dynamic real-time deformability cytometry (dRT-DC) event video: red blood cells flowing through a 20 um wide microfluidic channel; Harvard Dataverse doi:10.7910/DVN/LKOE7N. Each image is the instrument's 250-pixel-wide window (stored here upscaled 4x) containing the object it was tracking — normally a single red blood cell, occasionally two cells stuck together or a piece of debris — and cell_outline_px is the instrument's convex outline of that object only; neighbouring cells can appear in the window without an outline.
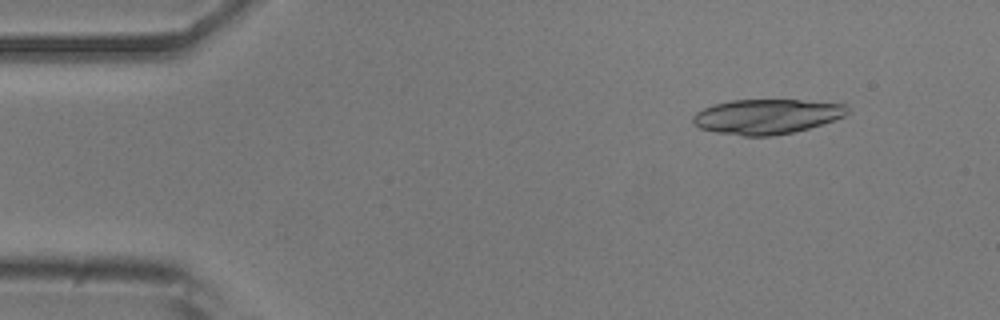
{"species": "common noctule bat (a hibernating species)", "species_latin": "Nyctalus noctula", "temperature_condition": "room temperature", "stored_images_in_passage": 4, "camera_frame_rate_fps": 3000, "um_per_image_px": 0.085, "animal": {"sex": "male", "body_mass_g": 20.5, "forearm_length_mm": 52.5}, "frame": {"image": 1, "passage_image": 2, "time_ms": 0.333, "image_size_px": [1000, 320], "cell_outline_px": [[848, 112], [844, 116], [808, 128], [792, 132], [772, 136], [744, 136], [716, 132], [700, 128], [692, 124], [692, 116], [696, 112], [712, 104], [732, 100], [800, 100], [844, 104], [848, 108]], "centroid_in_image_um": [65.11, 9.9], "position_along_channel_um": 19.9, "area_um2": 31.21}}